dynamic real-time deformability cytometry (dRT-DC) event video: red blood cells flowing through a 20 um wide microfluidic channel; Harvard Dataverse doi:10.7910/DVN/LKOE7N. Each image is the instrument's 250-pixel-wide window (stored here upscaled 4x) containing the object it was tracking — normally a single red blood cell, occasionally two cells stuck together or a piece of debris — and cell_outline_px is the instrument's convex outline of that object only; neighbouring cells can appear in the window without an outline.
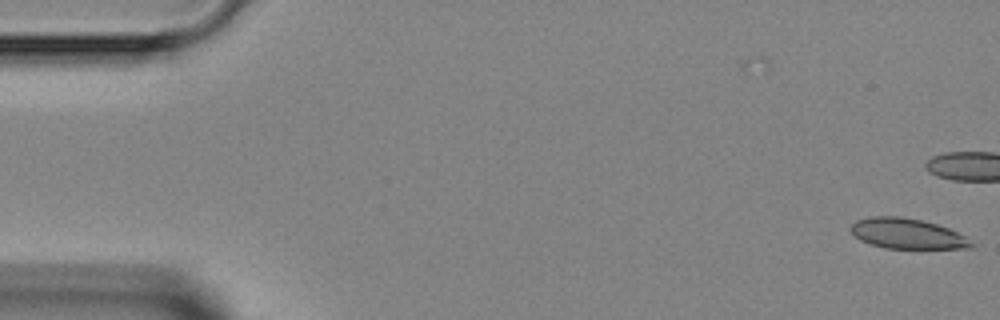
{"species": "Egyptian fruit bat (a non-hibernating species)", "species_latin": "Rousettus aegyptiacus", "temperature_condition": "room temperature", "stored_images_in_passage": 5, "camera_frame_rate_fps": 3000, "um_per_image_px": 0.085, "animal": {"sex": "female"}, "frame": {"image": 1, "passage_image": 5, "time_ms": 1.333, "image_size_px": [1000, 320], "cell_outline_px": [[976, 244], [972, 248], [884, 248], [860, 240], [848, 228], [856, 220], [872, 216], [896, 216], [920, 220], [936, 224], [948, 228], [964, 236]], "centroid_in_image_um": [77.1, 19.86], "position_along_channel_um": 7.9, "area_um2": 21.1}}